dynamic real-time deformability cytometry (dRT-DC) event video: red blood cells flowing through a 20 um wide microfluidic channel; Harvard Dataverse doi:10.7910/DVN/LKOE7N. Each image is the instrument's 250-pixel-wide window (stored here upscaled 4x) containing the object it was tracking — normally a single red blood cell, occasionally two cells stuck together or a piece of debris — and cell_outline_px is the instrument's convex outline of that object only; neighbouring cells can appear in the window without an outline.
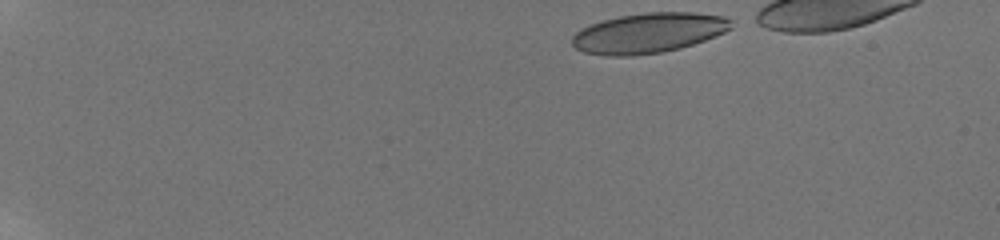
{"species": "human", "species_latin": "Homo sapiens", "temperature_condition": "room temperature", "stored_images_in_passage": 5, "camera_frame_rate_fps": 3000, "um_per_image_px": 0.085, "donor": {"sex": "male"}, "frame": {"image": 1, "passage_image": 1, "time_ms": 0.0, "image_size_px": [1000, 240], "cell_outline_px": [[732, 28], [716, 36], [680, 48], [664, 52], [632, 56], [608, 56], [584, 52], [576, 48], [572, 44], [572, 36], [580, 28], [604, 20], [620, 16], [644, 12], [692, 12], [724, 16], [732, 20]], "centroid_in_image_um": [55.13, 2.8], "position_along_channel_um": 29.9, "area_um2": 37.22}}